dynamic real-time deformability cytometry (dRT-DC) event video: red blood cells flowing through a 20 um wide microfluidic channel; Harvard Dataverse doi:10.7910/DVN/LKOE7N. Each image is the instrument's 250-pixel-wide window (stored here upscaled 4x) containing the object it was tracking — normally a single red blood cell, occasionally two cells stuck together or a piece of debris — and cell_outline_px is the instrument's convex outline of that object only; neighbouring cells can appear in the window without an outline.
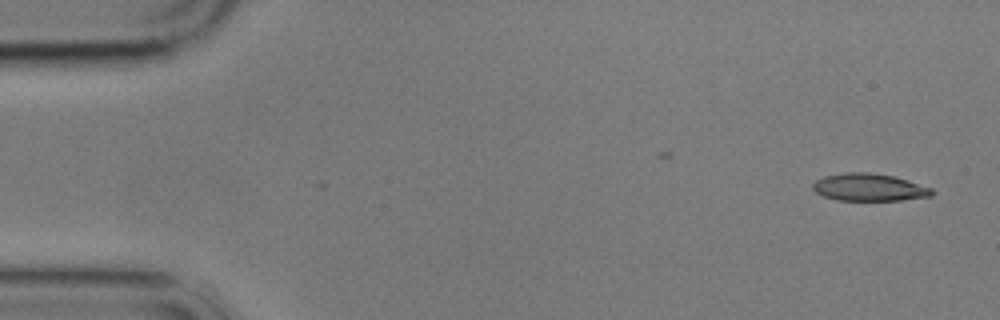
{"species": "common noctule bat (a hibernating species)", "species_latin": "Nyctalus noctula", "temperature_condition": "cold", "stored_images_in_passage": 3, "camera_frame_rate_fps": 3000, "um_per_image_px": 0.085, "animal": {"sex": "male", "body_mass_g": 17.9}, "frame": {"image": 1, "passage_image": 3, "time_ms": 2.333, "image_size_px": [1000, 320], "cell_outline_px": [[936, 192], [932, 196], [900, 200], [836, 200], [824, 196], [816, 192], [812, 188], [812, 184], [816, 180], [824, 176], [844, 172], [868, 172], [896, 176], [932, 188]], "centroid_in_image_um": [73.9, 15.91], "position_along_channel_um": 11.1, "area_um2": 19.19}}